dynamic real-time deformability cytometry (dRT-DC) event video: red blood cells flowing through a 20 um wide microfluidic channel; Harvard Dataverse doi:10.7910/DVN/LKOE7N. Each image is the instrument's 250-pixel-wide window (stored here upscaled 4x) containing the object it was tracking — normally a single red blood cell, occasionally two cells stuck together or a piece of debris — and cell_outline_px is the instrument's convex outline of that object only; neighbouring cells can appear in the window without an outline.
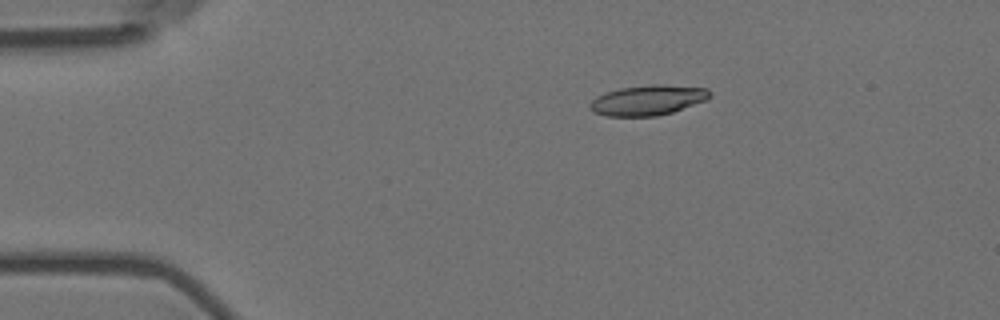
{"species": "Egyptian fruit bat (a non-hibernating species)", "species_latin": "Rousettus aegyptiacus", "temperature_condition": "room temperature", "stored_images_in_passage": 4, "camera_frame_rate_fps": 3000, "um_per_image_px": 0.085, "animal": {"sex": "female"}, "frame": {"image": 1, "passage_image": 4, "time_ms": 1.0, "image_size_px": [1000, 320], "cell_outline_px": [[712, 92], [704, 100], [672, 112], [656, 116], [604, 116], [592, 112], [588, 108], [588, 104], [596, 96], [620, 88], [652, 84], [656, 84], [708, 88]], "centroid_in_image_um": [54.99, 8.52], "position_along_channel_um": 30.0, "area_um2": 20.92}}